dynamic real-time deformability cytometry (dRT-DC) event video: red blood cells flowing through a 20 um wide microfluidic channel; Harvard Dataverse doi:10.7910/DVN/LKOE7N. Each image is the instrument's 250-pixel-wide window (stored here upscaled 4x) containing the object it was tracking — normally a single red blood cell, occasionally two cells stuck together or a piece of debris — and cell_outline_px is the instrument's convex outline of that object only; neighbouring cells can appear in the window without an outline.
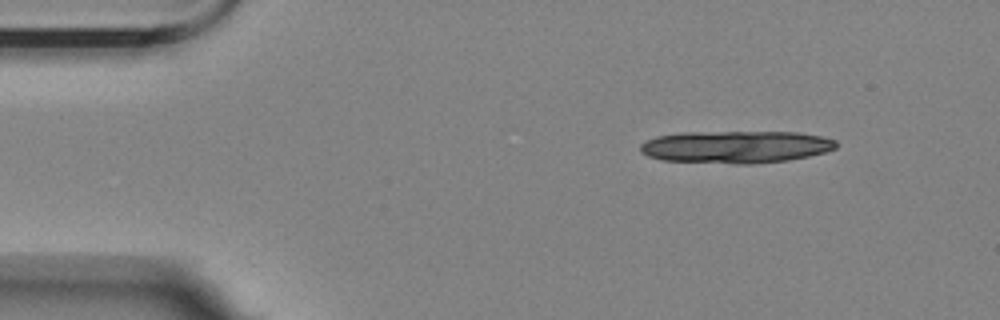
{"species": "Egyptian fruit bat (a non-hibernating species)", "species_latin": "Rousettus aegyptiacus", "temperature_condition": "room temperature", "stored_images_in_passage": 13, "camera_frame_rate_fps": 3000, "um_per_image_px": 0.085, "animal": {"sex": "female"}, "frame": {"image": 1, "passage_image": 1, "time_ms": 0.0, "image_size_px": [1000, 320], "cell_outline_px": [[836, 148], [824, 152], [808, 156], [788, 160], [752, 164], [736, 164], [660, 160], [648, 156], [640, 152], [640, 144], [656, 136], [680, 132], [796, 132], [820, 136], [836, 140]], "centroid_in_image_um": [62.51, 12.48], "position_along_channel_um": 22.5, "area_um2": 37.05}}